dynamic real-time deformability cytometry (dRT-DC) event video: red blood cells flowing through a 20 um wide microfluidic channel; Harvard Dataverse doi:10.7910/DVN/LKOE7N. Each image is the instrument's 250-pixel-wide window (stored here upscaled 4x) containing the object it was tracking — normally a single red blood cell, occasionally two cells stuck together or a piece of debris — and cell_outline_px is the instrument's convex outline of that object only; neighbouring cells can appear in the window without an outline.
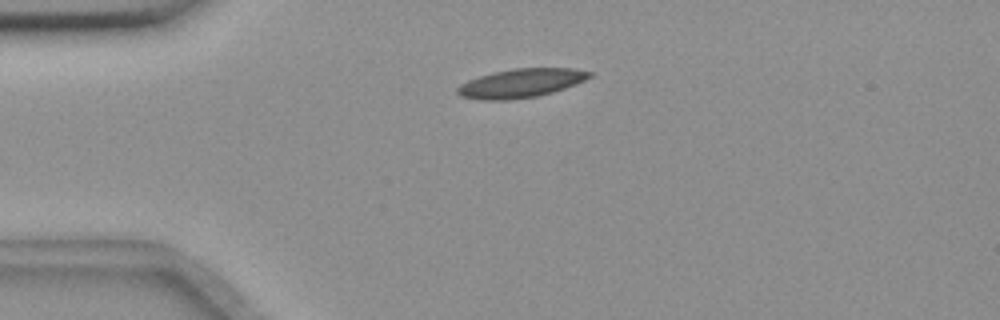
{"species": "common noctule bat (a hibernating species)", "species_latin": "Nyctalus noctula", "temperature_condition": "room temperature", "stored_images_in_passage": 43, "camera_frame_rate_fps": 3000, "um_per_image_px": 0.085, "animal": {"sex": "female", "body_mass_g": 18.4}, "frame": {"image": 1, "passage_image": 1, "time_ms": 0.0, "image_size_px": [1000, 320], "cell_outline_px": [[592, 76], [576, 84], [552, 92], [536, 96], [508, 100], [480, 100], [460, 96], [456, 92], [456, 88], [460, 84], [468, 80], [492, 72], [516, 68], [572, 68], [592, 72]], "centroid_in_image_um": [44.25, 7.07], "position_along_channel_um": 40.8, "area_um2": 22.14}}
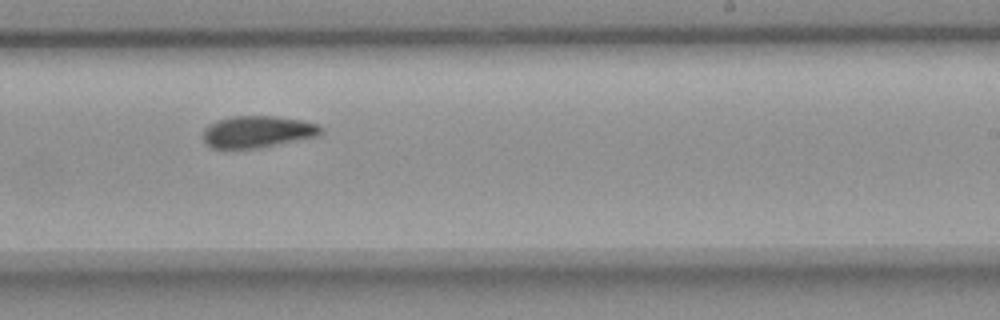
{"frame": {"image": 2, "passage_image": 22, "time_ms": 7.0, "image_size_px": [1000, 320], "cell_outline_px": [[320, 136], [260, 148], [212, 148], [204, 140], [204, 128], [208, 124], [216, 120], [232, 116], [276, 116], [300, 120], [316, 124], [320, 128]], "centroid_in_image_um": [21.87, 11.2], "position_along_channel_um": 267.1, "area_um2": 21.79}}
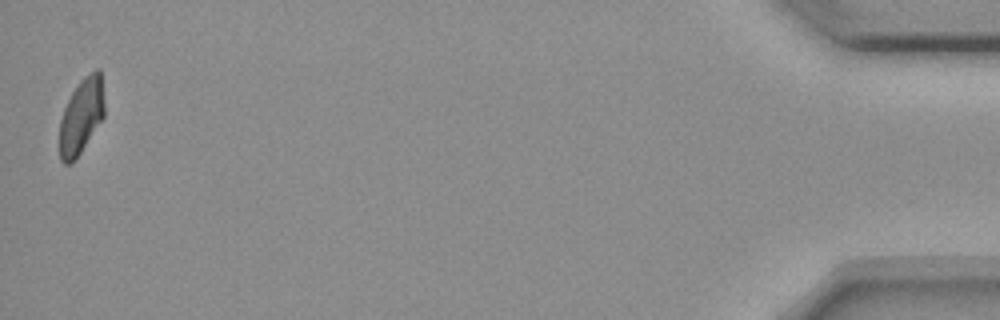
{"frame": {"image": 3, "passage_image": 43, "time_ms": 14.0, "image_size_px": [1000, 320], "cell_outline_px": [[104, 116], [72, 164], [64, 164], [60, 160], [60, 120], [64, 108], [72, 92], [80, 80], [84, 76], [96, 68], [100, 68], [104, 100]], "centroid_in_image_um": [6.91, 9.85], "position_along_channel_um": 428.3, "area_um2": 19.59}, "authors_computed_cell_mechanics": {"area_um2": 21.7328, "velocity_mm_per_s": 3.625, "shape_relaxation_time_tau1_ms": 10.4752, "shape_relaxation_time_tau2_ms": 6.3232, "deformation_change_tau1": 0.2057, "deformation_change_tau2": 0.1096}}